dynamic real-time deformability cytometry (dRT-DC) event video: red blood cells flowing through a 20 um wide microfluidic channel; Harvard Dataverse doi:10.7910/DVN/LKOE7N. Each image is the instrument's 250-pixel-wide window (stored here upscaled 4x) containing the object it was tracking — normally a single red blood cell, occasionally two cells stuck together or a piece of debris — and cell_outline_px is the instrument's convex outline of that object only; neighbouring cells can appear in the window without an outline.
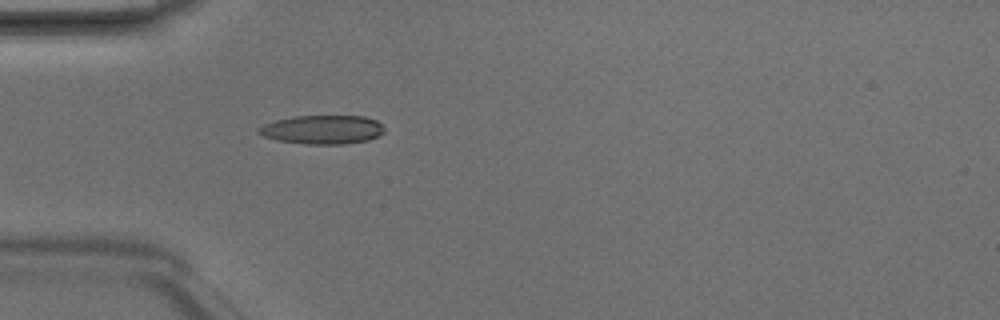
{"species": "Egyptian fruit bat (a non-hibernating species)", "species_latin": "Rousettus aegyptiacus", "temperature_condition": "room temperature", "stored_images_in_passage": 4, "camera_frame_rate_fps": 3000, "um_per_image_px": 0.085, "animal": {"sex": "male"}, "frame": {"image": 1, "passage_image": 4, "time_ms": 1.0, "image_size_px": [1000, 320], "cell_outline_px": [[384, 132], [368, 140], [344, 144], [308, 144], [276, 140], [264, 136], [256, 132], [256, 128], [264, 124], [276, 120], [296, 116], [364, 116], [376, 120], [384, 128]], "centroid_in_image_um": [27.38, 11.01], "position_along_channel_um": 57.6, "area_um2": 21.04}}